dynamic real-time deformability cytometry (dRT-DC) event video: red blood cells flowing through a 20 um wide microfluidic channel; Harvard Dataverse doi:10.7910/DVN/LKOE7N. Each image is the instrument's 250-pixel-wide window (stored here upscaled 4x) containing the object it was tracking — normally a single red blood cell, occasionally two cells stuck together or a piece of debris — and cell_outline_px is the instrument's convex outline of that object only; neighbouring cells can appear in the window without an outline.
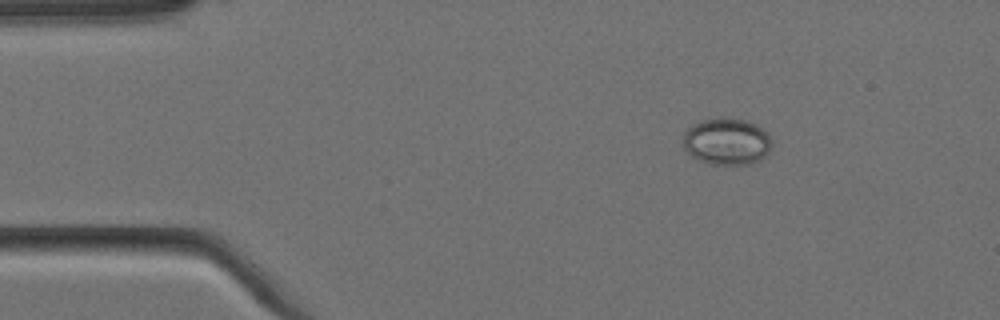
{"species": "Egyptian fruit bat (a non-hibernating species)", "species_latin": "Rousettus aegyptiacus", "temperature_condition": "cold", "stored_images_in_passage": 4, "camera_frame_rate_fps": 3000, "um_per_image_px": 0.085, "animal": {"sex": "female"}, "frame": {"image": 1, "passage_image": 1, "time_ms": 0.0, "image_size_px": [1000, 320], "cell_outline_px": [[772, 144], [768, 152], [760, 160], [752, 164], [712, 164], [700, 160], [692, 156], [684, 148], [684, 132], [692, 124], [700, 120], [728, 116], [744, 120], [756, 124], [768, 132], [772, 140]], "centroid_in_image_um": [61.8, 12.0], "position_along_channel_um": 23.2, "area_um2": 24.45}}